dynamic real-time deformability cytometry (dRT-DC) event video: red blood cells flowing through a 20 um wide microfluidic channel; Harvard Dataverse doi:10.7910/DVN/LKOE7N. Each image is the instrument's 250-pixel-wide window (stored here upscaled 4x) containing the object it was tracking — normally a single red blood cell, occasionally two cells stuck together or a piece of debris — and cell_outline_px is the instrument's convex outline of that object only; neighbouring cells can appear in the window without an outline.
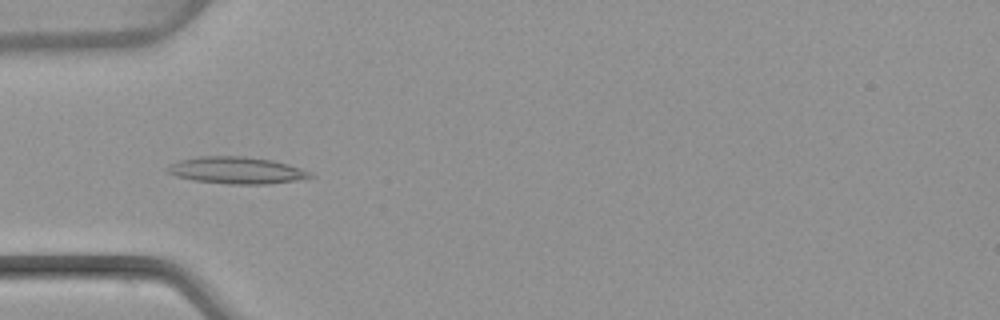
{"species": "common noctule bat (a hibernating species)", "species_latin": "Nyctalus noctula", "temperature_condition": "warm", "stored_images_in_passage": 50, "camera_frame_rate_fps": 3000, "um_per_image_px": 0.085, "animal": {"sex": "female", "body_mass_g": 22.7, "forearm_length_mm": 54.2}, "frame": {"image": 1, "passage_image": 16, "time_ms": 5.0, "image_size_px": [1000, 320], "cell_outline_px": [[312, 176], [292, 180], [268, 184], [228, 184], [192, 180], [176, 176], [168, 172], [164, 168], [168, 164], [180, 160], [200, 156], [244, 156], [268, 160], [300, 168], [308, 172]], "centroid_in_image_um": [19.96, 14.47], "position_along_channel_um": 65.0, "area_um2": 21.91}}
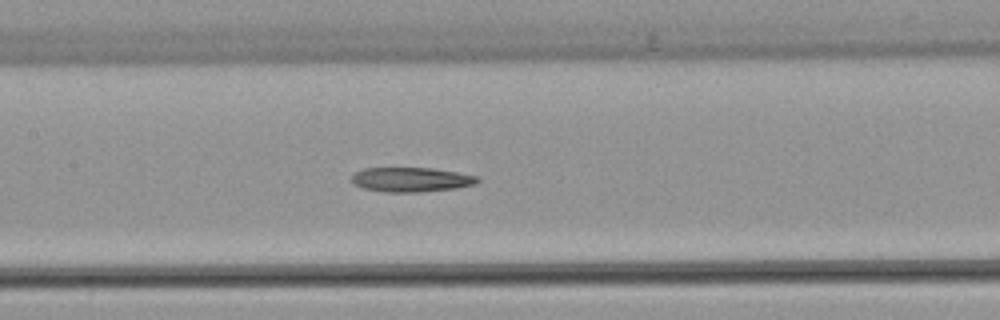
{"frame": {"image": 2, "passage_image": 24, "time_ms": 7.667, "image_size_px": [1000, 320], "cell_outline_px": [[480, 180], [472, 184], [452, 188], [420, 192], [384, 192], [364, 188], [356, 184], [352, 180], [352, 176], [356, 172], [364, 168], [432, 168], [480, 176]], "centroid_in_image_um": [34.95, 15.26], "position_along_channel_um": 172.5, "area_um2": 17.69}}
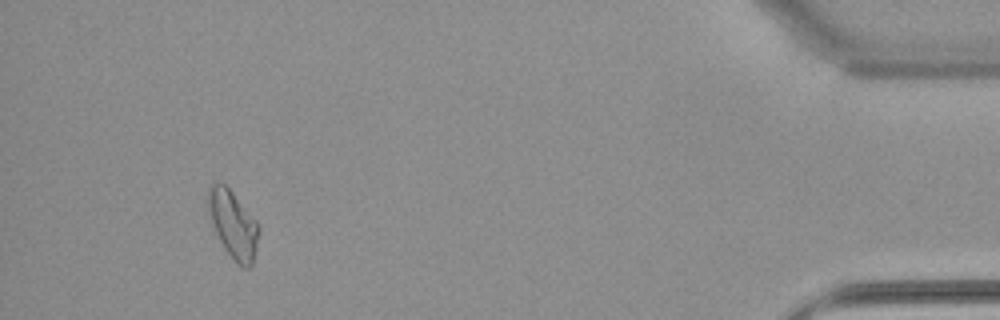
{"frame": {"image": 3, "passage_image": 47, "time_ms": 15.333, "image_size_px": [1000, 320], "cell_outline_px": [[260, 228], [252, 264], [248, 268], [244, 268], [236, 264], [224, 248], [212, 224], [208, 212], [208, 188], [212, 184], [224, 184], [232, 192], [260, 224]], "centroid_in_image_um": [19.83, 19.1], "position_along_channel_um": 415.4, "area_um2": 19.71}}